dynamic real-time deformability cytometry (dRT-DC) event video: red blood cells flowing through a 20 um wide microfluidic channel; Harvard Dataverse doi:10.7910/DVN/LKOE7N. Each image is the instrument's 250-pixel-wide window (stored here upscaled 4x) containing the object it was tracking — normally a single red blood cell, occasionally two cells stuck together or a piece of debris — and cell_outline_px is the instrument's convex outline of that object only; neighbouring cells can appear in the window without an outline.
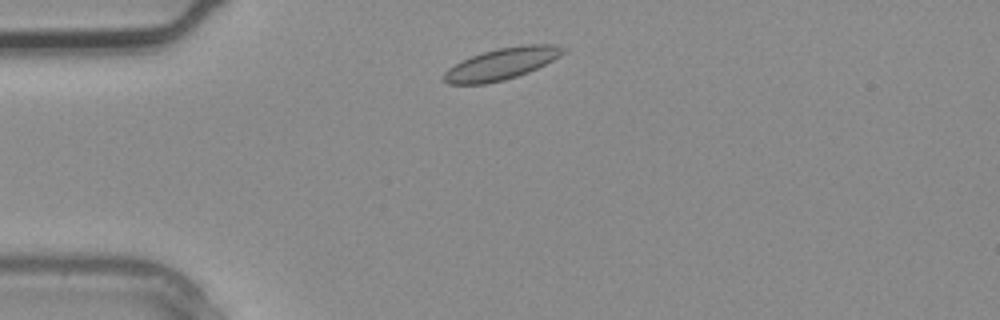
{"species": "common noctule bat (a hibernating species)", "species_latin": "Nyctalus noctula", "temperature_condition": "warm", "stored_images_in_passage": 1, "camera_frame_rate_fps": 3000, "um_per_image_px": 0.085, "animal": {"sex": "male", "body_mass_g": 20.4}, "frame": {"image": 1, "passage_image": 1, "time_ms": 0.0, "image_size_px": [1000, 320], "cell_outline_px": [[564, 52], [560, 56], [528, 72], [504, 80], [484, 84], [448, 84], [444, 80], [444, 72], [448, 68], [472, 56], [484, 52], [500, 48], [524, 44], [556, 44], [564, 48]], "centroid_in_image_um": [42.64, 5.42], "position_along_channel_um": 42.4, "area_um2": 21.56}}